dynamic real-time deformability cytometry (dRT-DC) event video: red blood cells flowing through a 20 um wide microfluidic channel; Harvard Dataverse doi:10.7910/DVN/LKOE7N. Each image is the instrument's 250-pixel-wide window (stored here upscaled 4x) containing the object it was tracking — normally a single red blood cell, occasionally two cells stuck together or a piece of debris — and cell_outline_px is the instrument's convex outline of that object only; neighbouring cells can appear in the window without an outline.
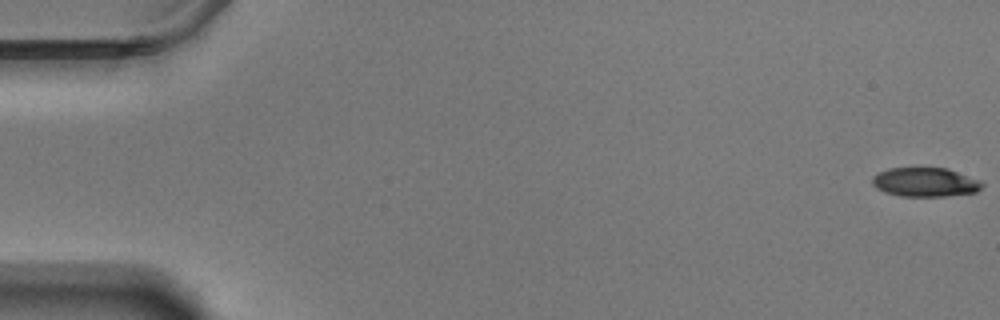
{"species": "Egyptian fruit bat (a non-hibernating species)", "species_latin": "Rousettus aegyptiacus", "temperature_condition": "warm", "stored_images_in_passage": 59, "camera_frame_rate_fps": 3000, "um_per_image_px": 0.085, "animal": {"sex": "male"}, "frame": {"image": 1, "passage_image": 1, "time_ms": 0.0, "image_size_px": [1000, 320], "cell_outline_px": [[984, 184], [976, 192], [948, 196], [900, 196], [884, 192], [876, 188], [872, 184], [872, 176], [888, 168], [920, 164], [948, 168], [980, 180]], "centroid_in_image_um": [78.61, 15.43], "position_along_channel_um": 6.4, "area_um2": 19.54}}
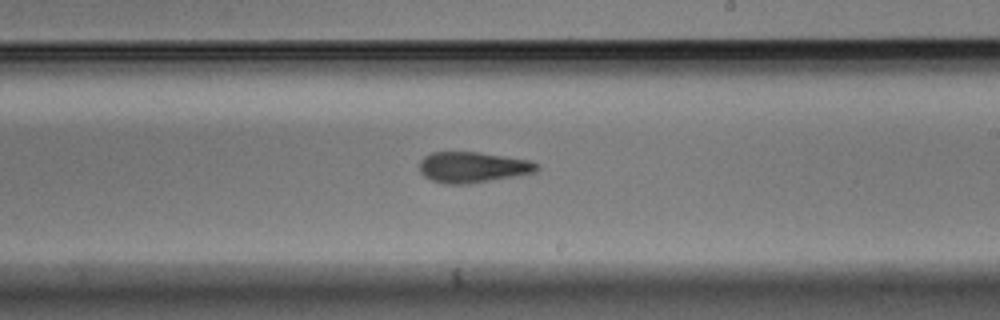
{"frame": {"image": 2, "passage_image": 35, "time_ms": 11.333, "image_size_px": [1000, 320], "cell_outline_px": [[540, 168], [536, 172], [464, 184], [444, 184], [432, 180], [424, 176], [420, 172], [420, 160], [424, 156], [432, 152], [476, 152], [528, 160], [540, 164]], "centroid_in_image_um": [40.15, 14.21], "position_along_channel_um": 248.8, "area_um2": 20.75}}
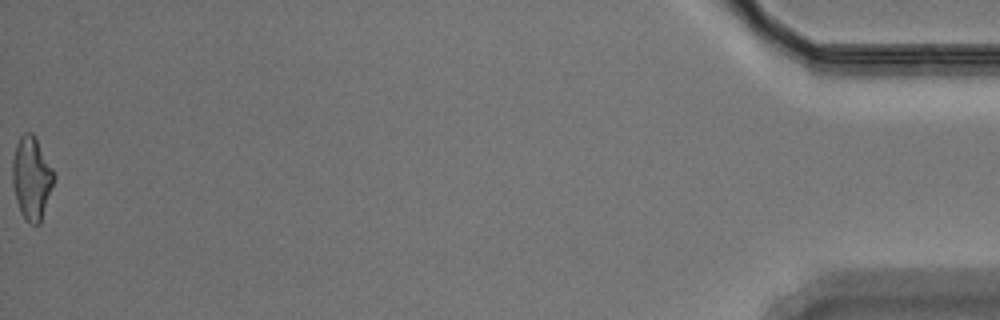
{"frame": {"image": 3, "passage_image": 59, "time_ms": 19.333, "image_size_px": [1000, 320], "cell_outline_px": [[56, 176], [40, 224], [28, 224], [24, 220], [20, 212], [16, 200], [12, 184], [12, 156], [16, 144], [20, 136], [24, 132], [32, 132], [52, 168]], "centroid_in_image_um": [2.66, 15.16], "position_along_channel_um": 432.5, "area_um2": 20.17}, "authors_computed_cell_mechanics": {"area_um2": 20.519, "velocity_mm_per_s": 3.5139, "shape_relaxation_time_tau1_ms": 4.2311, "shape_relaxation_time_tau2_ms": 2.1838, "deformation_change_tau1": 0.1649, "deformation_change_tau2": 0.1132}}